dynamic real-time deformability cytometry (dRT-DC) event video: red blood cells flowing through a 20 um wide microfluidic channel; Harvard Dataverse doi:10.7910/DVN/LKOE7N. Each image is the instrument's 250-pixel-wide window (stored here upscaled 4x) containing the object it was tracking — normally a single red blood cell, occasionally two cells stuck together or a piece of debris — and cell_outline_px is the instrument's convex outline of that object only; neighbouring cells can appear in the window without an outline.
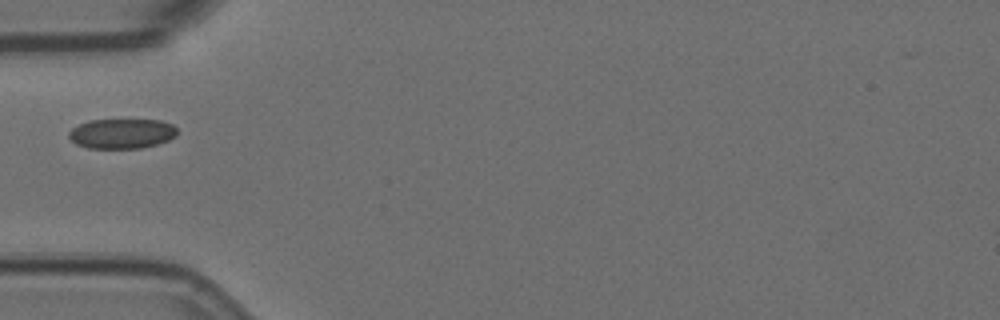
{"species": "Egyptian fruit bat (a non-hibernating species)", "species_latin": "Rousettus aegyptiacus", "temperature_condition": "room temperature", "stored_images_in_passage": 5, "camera_frame_rate_fps": 3000, "um_per_image_px": 0.085, "animal": {"sex": "female"}, "frame": {"image": 1, "passage_image": 5, "time_ms": 1.333, "image_size_px": [1000, 320], "cell_outline_px": [[176, 136], [168, 140], [156, 144], [140, 148], [88, 148], [76, 144], [68, 136], [68, 132], [72, 128], [88, 120], [160, 120], [172, 124], [176, 128]], "centroid_in_image_um": [10.34, 11.35], "position_along_channel_um": 74.7, "area_um2": 18.79}}